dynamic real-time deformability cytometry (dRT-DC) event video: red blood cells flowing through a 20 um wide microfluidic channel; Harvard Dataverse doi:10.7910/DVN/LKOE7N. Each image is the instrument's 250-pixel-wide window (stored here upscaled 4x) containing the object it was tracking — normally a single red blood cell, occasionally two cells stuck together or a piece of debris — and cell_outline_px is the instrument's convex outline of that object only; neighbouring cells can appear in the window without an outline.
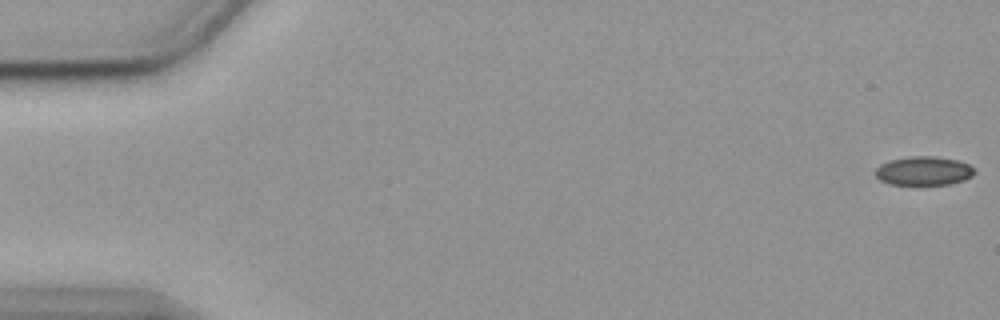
{"species": "common noctule bat (a hibernating species)", "species_latin": "Nyctalus noctula", "temperature_condition": "cold", "stored_images_in_passage": 15, "camera_frame_rate_fps": 3000, "um_per_image_px": 0.085, "animal": {"sex": "female", "body_mass_g": 19.9}, "frame": {"image": 1, "passage_image": 1, "time_ms": 0.0, "image_size_px": [1000, 320], "cell_outline_px": [[976, 172], [972, 176], [964, 180], [948, 184], [888, 184], [880, 180], [876, 176], [876, 168], [880, 164], [892, 160], [908, 156], [936, 156], [960, 160], [968, 164]], "centroid_in_image_um": [78.53, 14.51], "position_along_channel_um": 6.5, "area_um2": 16.65}}
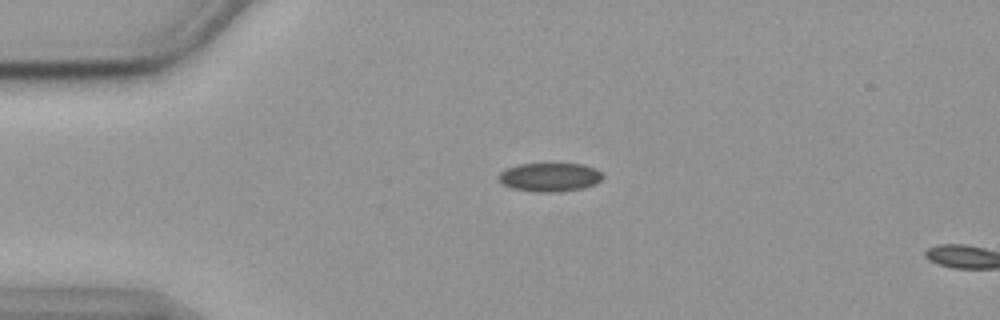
{"frame": {"image": 2, "passage_image": 13, "time_ms": 4.0, "image_size_px": [1000, 320], "cell_outline_px": [[604, 176], [600, 180], [584, 188], [560, 192], [532, 192], [512, 188], [504, 184], [496, 176], [500, 172], [508, 168], [520, 164], [584, 164], [596, 168]], "centroid_in_image_um": [46.73, 15.06], "position_along_channel_um": 38.3, "area_um2": 17.4}}